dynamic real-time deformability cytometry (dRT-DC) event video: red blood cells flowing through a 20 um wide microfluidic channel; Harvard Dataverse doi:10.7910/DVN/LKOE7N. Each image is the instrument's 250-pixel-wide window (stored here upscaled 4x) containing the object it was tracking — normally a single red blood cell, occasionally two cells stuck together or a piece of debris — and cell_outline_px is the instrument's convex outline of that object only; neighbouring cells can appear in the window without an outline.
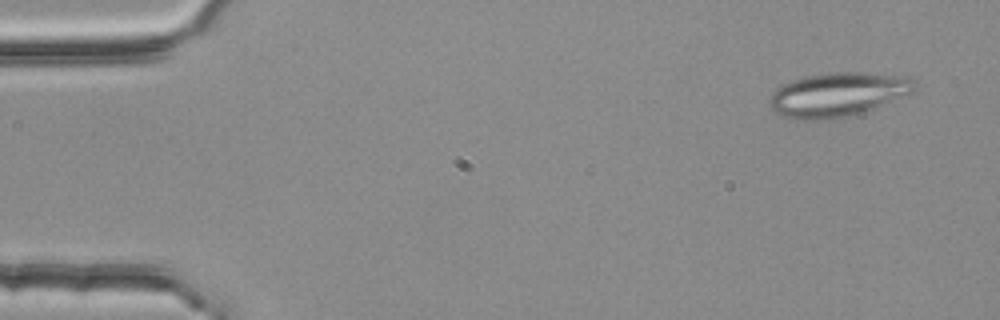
{"species": "common noctule bat (a hibernating species)", "species_latin": "Nyctalus noctula", "temperature_condition": "room temperature", "stored_images_in_passage": 3, "camera_frame_rate_fps": 3000, "um_per_image_px": 0.085, "animal": {"sex": "female", "body_mass_g": 25.1}, "frame": {"image": 1, "passage_image": 1, "time_ms": 0.0, "image_size_px": [1000, 320], "cell_outline_px": [[916, 88], [908, 92], [872, 108], [848, 116], [828, 120], [800, 120], [784, 116], [776, 112], [768, 104], [768, 100], [772, 92], [776, 88], [792, 80], [808, 76], [832, 72], [868, 72], [908, 76], [916, 80]], "centroid_in_image_um": [71.16, 8.02], "position_along_channel_um": 13.8, "area_um2": 36.88}}